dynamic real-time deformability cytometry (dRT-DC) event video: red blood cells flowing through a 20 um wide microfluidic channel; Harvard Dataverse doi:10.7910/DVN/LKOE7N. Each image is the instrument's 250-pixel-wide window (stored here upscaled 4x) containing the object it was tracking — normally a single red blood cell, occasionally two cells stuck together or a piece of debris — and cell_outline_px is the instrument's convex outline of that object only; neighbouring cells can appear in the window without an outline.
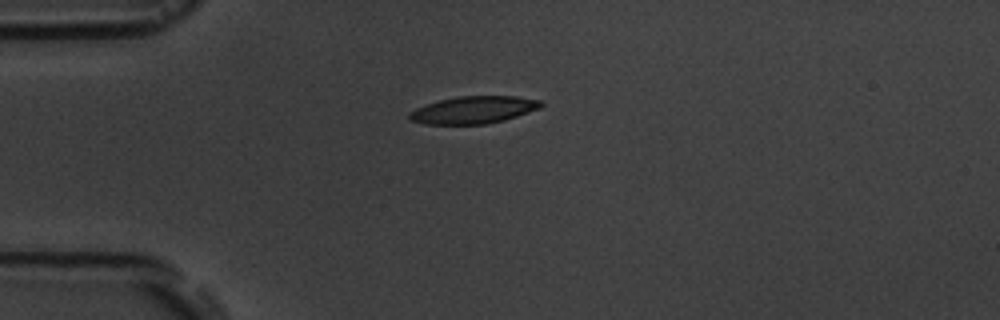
{"species": "common noctule bat (a hibernating species)", "species_latin": "Nyctalus noctula", "temperature_condition": "room temperature", "stored_images_in_passage": 1, "camera_frame_rate_fps": 3000, "um_per_image_px": 0.085, "animal": {"sex": "male", "body_mass_g": 19.5, "forearm_length_mm": 54.6}, "frame": {"image": 1, "passage_image": 1, "time_ms": 0.0, "image_size_px": [1000, 320], "cell_outline_px": [[544, 104], [540, 108], [504, 120], [488, 124], [424, 124], [408, 120], [408, 112], [416, 108], [440, 100], [460, 96], [516, 96], [540, 100]], "centroid_in_image_um": [40.24, 9.34], "position_along_channel_um": 44.8, "area_um2": 20.92}}